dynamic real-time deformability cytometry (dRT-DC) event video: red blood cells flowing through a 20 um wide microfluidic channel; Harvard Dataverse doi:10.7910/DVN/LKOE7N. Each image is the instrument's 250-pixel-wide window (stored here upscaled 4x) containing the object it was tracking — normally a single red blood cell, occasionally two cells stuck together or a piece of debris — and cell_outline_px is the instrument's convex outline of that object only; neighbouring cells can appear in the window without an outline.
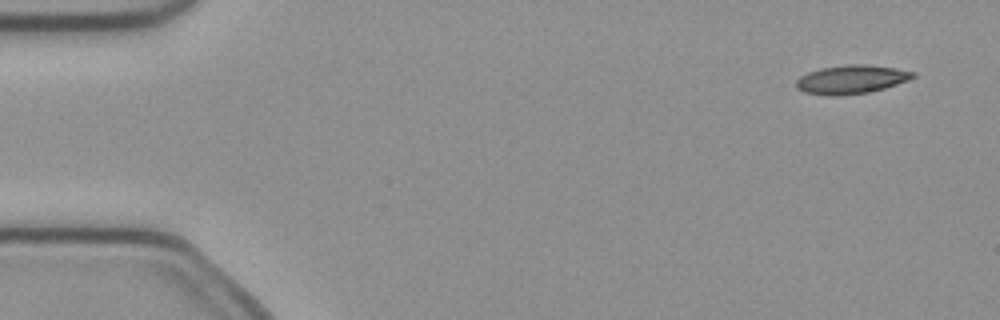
{"species": "common noctule bat (a hibernating species)", "species_latin": "Nyctalus noctula", "temperature_condition": "cold", "stored_images_in_passage": 4, "camera_frame_rate_fps": 3000, "um_per_image_px": 0.085, "animal": {"sex": "female", "body_mass_g": 21.9}, "frame": {"image": 1, "passage_image": 1, "time_ms": 0.0, "image_size_px": [1000, 320], "cell_outline_px": [[916, 76], [908, 80], [884, 88], [868, 92], [840, 96], [828, 96], [804, 92], [796, 88], [796, 80], [800, 76], [808, 72], [820, 68], [848, 64], [864, 64], [896, 68], [916, 72]], "centroid_in_image_um": [72.34, 6.75], "position_along_channel_um": 12.7, "area_um2": 19.59}}
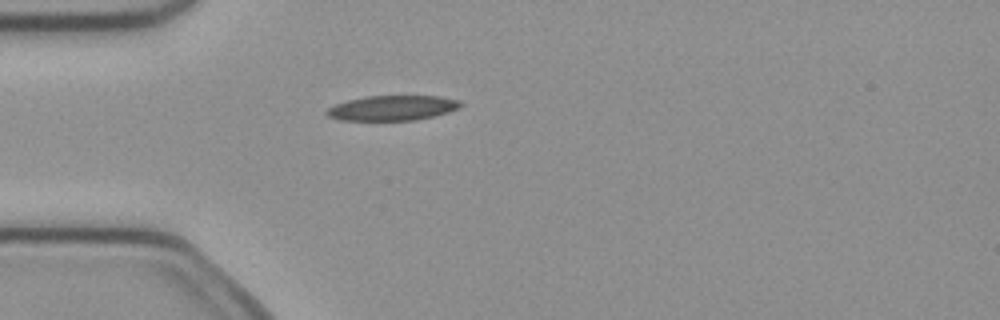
{"frame": {"image": 2, "passage_image": 4, "time_ms": 1.0, "image_size_px": [1000, 320], "cell_outline_px": [[464, 104], [460, 108], [448, 112], [416, 120], [340, 120], [328, 116], [324, 112], [328, 108], [336, 104], [348, 100], [368, 96], [440, 96], [460, 100]], "centroid_in_image_um": [33.38, 9.17], "position_along_channel_um": 51.6, "area_um2": 19.48}}